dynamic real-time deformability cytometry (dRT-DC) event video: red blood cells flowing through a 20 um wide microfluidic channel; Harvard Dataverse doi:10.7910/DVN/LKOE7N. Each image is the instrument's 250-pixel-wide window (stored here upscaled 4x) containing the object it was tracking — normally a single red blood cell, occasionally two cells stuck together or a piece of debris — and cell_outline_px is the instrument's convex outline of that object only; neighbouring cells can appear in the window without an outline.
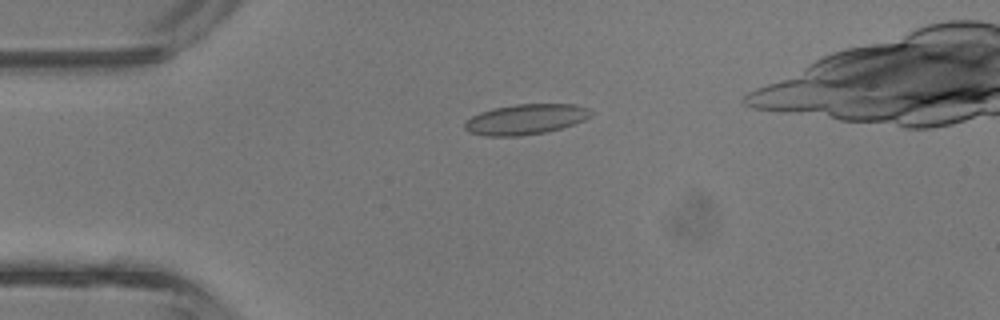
{"species": "common noctule bat (a hibernating species)", "species_latin": "Nyctalus noctula", "temperature_condition": "room temperature", "stored_images_in_passage": 30, "camera_frame_rate_fps": 3000, "um_per_image_px": 0.085, "animal": {"sex": "male", "body_mass_g": 13.3}, "frame": {"image": 1, "passage_image": 1, "time_ms": 0.0, "image_size_px": [1000, 320], "cell_outline_px": [[592, 112], [584, 120], [560, 128], [544, 132], [520, 136], [484, 136], [468, 132], [464, 128], [464, 124], [472, 116], [480, 112], [492, 108], [516, 104], [576, 104], [588, 108]], "centroid_in_image_um": [44.64, 10.14], "position_along_channel_um": 40.4, "area_um2": 22.2}}
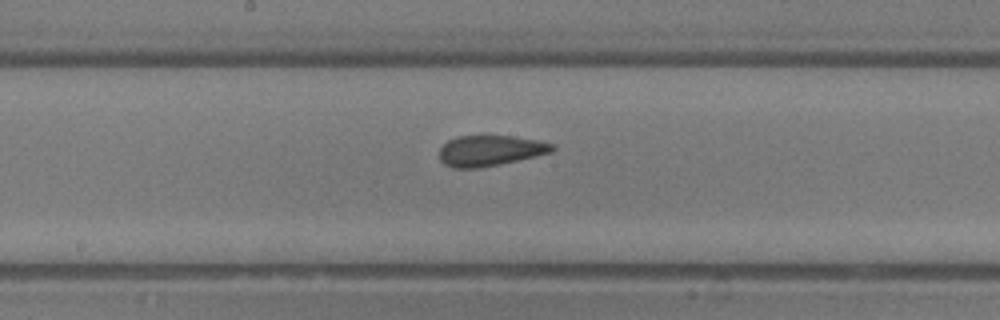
{"frame": {"image": 2, "passage_image": 13, "time_ms": 4.0, "image_size_px": [1000, 320], "cell_outline_px": [[556, 148], [552, 152], [536, 156], [500, 164], [480, 168], [452, 168], [444, 164], [440, 160], [440, 148], [448, 140], [456, 136], [480, 132], [512, 136], [540, 140], [556, 144]], "centroid_in_image_um": [41.67, 12.75], "position_along_channel_um": 206.5, "area_um2": 21.15}}
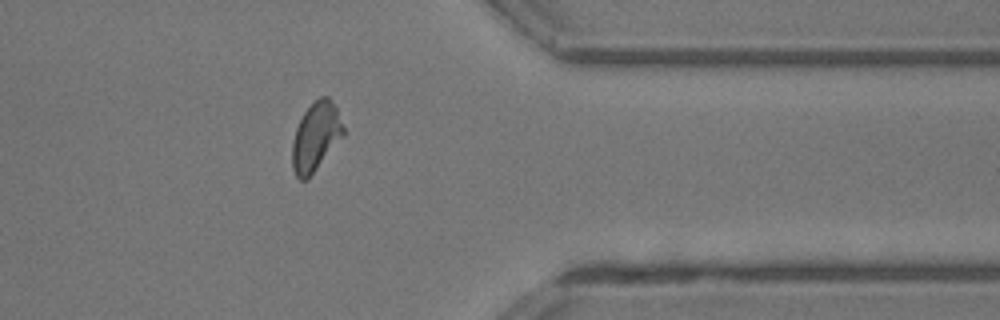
{"frame": {"image": 3, "passage_image": 25, "time_ms": 8.0, "image_size_px": [1000, 320], "cell_outline_px": [[344, 136], [312, 172], [304, 180], [300, 180], [296, 176], [292, 168], [292, 144], [296, 128], [304, 112], [320, 96], [328, 96], [332, 100], [336, 108], [344, 128]], "centroid_in_image_um": [26.84, 11.59], "position_along_channel_um": 384.6, "area_um2": 20.0}, "authors_computed_cell_mechanics": {"area_um2": 20.3456, "velocity_mm_per_s": 4.8207, "shape_relaxation_time_tau1_ms": 4.2364, "shape_relaxation_time_tau2_ms": 0.9409, "deformation_change_tau1": 0.1207, "deformation_change_tau2": 0.0868}}